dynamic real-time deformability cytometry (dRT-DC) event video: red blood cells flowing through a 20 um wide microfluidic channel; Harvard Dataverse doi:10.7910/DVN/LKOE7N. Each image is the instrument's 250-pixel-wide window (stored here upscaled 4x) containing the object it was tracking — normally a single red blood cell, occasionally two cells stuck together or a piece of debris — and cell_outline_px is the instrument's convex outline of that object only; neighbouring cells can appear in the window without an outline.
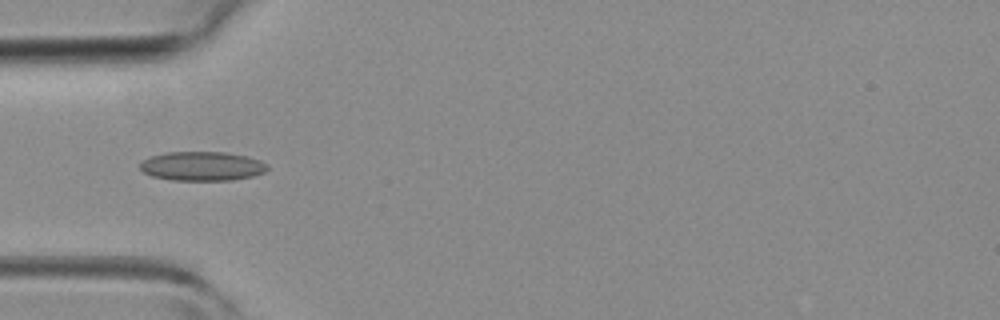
{"species": "common noctule bat (a hibernating species)", "species_latin": "Nyctalus noctula", "temperature_condition": "room temperature", "stored_images_in_passage": 4, "camera_frame_rate_fps": 3000, "um_per_image_px": 0.085, "animal": {"sex": "female", "body_mass_g": 19.3, "forearm_length_mm": 54.1}, "frame": {"image": 1, "passage_image": 3, "time_ms": 2.333, "image_size_px": [1000, 320], "cell_outline_px": [[268, 168], [264, 172], [252, 176], [232, 180], [172, 180], [152, 176], [144, 172], [140, 168], [140, 164], [144, 160], [152, 156], [168, 152], [224, 152], [248, 156], [260, 160], [268, 164]], "centroid_in_image_um": [17.21, 14.12], "position_along_channel_um": 67.8, "area_um2": 21.56}}
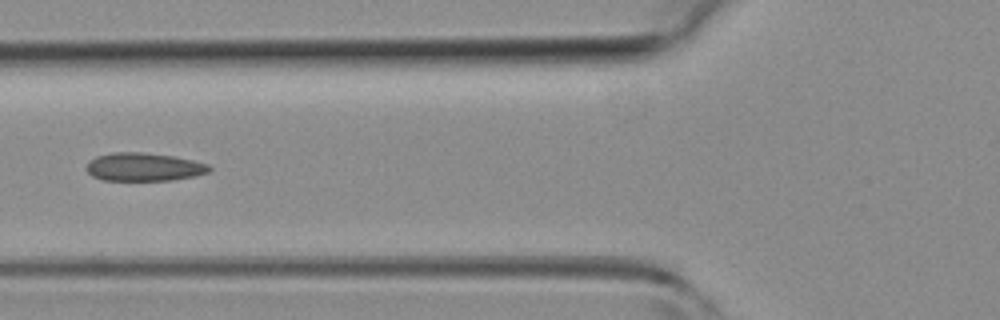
{"frame": {"image": 2, "passage_image": 4, "time_ms": 3.333, "image_size_px": [1000, 320], "cell_outline_px": [[212, 168], [208, 172], [196, 176], [172, 180], [104, 180], [92, 176], [84, 168], [88, 160], [96, 156], [112, 152], [140, 152], [176, 156], [208, 164]], "centroid_in_image_um": [12.2, 14.18], "position_along_channel_um": 113.6, "area_um2": 20.4}}